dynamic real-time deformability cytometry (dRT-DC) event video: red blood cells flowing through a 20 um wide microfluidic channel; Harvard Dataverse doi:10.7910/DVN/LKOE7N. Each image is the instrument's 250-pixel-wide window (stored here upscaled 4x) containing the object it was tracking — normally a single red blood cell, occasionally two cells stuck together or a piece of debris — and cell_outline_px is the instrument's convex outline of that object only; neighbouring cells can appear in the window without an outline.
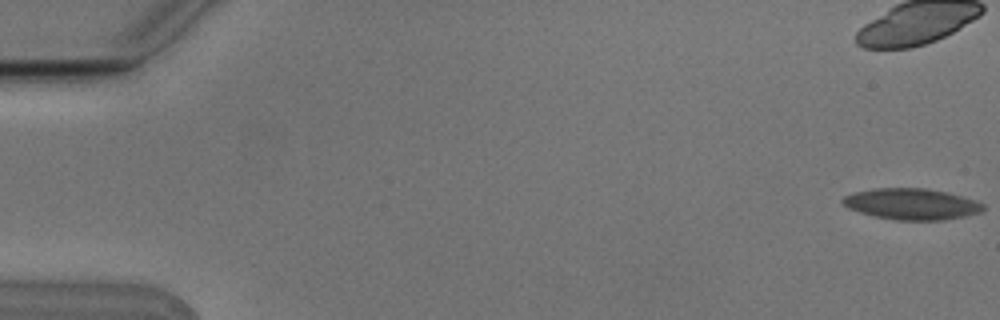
{"species": "Egyptian fruit bat (a non-hibernating species)", "species_latin": "Rousettus aegyptiacus", "temperature_condition": "cold", "stored_images_in_passage": 3, "camera_frame_rate_fps": 3000, "um_per_image_px": 0.085, "animal": {"sex": "male"}, "frame": {"image": 1, "passage_image": 1, "time_ms": 0.0, "image_size_px": [1000, 320], "cell_outline_px": [[984, 212], [944, 220], [896, 220], [872, 216], [848, 208], [840, 200], [844, 196], [852, 192], [872, 188], [928, 188], [948, 192], [964, 196], [976, 200], [984, 204]], "centroid_in_image_um": [77.5, 17.33], "position_along_channel_um": 7.5, "area_um2": 25.89}}